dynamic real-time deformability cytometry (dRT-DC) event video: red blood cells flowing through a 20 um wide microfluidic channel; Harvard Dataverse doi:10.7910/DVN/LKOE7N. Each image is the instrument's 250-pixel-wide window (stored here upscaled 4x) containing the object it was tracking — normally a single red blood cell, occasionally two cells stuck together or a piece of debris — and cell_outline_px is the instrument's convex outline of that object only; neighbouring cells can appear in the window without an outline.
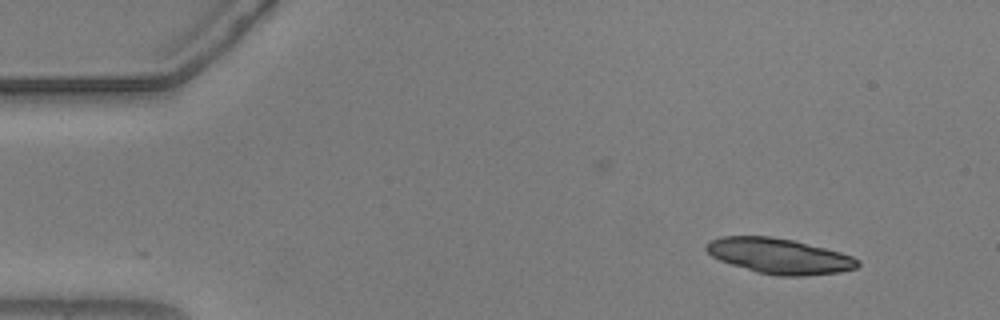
{"species": "common noctule bat (a hibernating species)", "species_latin": "Nyctalus noctula", "temperature_condition": "warm", "stored_images_in_passage": 49, "camera_frame_rate_fps": 3000, "um_per_image_px": 0.085, "animal": {"sex": "male", "body_mass_g": 20.5, "forearm_length_mm": 52.5}, "frame": {"image": 1, "passage_image": 1, "time_ms": 0.0, "image_size_px": [1000, 320], "cell_outline_px": [[860, 264], [856, 268], [840, 272], [804, 276], [780, 276], [756, 272], [720, 260], [712, 256], [704, 248], [708, 240], [720, 236], [772, 236], [792, 240], [840, 252], [852, 256], [860, 260]], "centroid_in_image_um": [66.22, 21.76], "position_along_channel_um": 18.8, "area_um2": 31.21}}
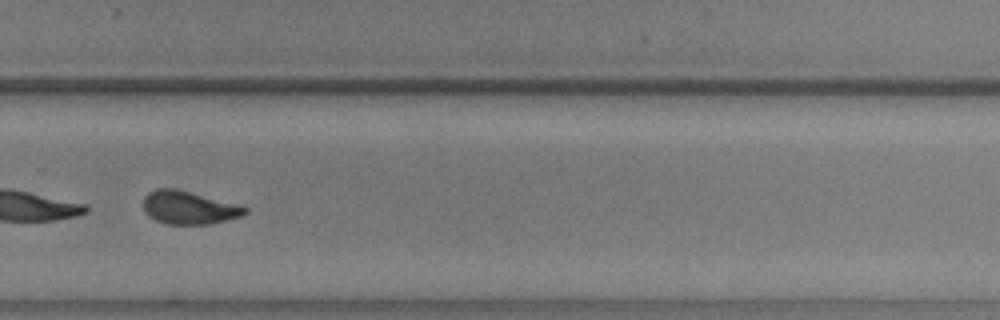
{"frame": {"image": 2, "passage_image": 33, "time_ms": 10.667, "image_size_px": [1000, 320], "cell_outline_px": [[248, 212], [240, 216], [208, 224], [164, 224], [148, 216], [144, 212], [144, 196], [148, 192], [156, 188], [176, 188], [244, 204], [248, 208]], "centroid_in_image_um": [16.08, 17.62], "position_along_channel_um": 313.7, "area_um2": 20.06}, "authors_computed_cell_mechanics": {"area_um2": 21.1548, "velocity_mm_per_s": 3.6931, "shape_relaxation_time_tau1_ms": 0.9784, "shape_relaxation_time_tau2_ms": 1.542, "deformation_change_tau1": 0.2982, "deformation_change_tau2": 0.0882}}